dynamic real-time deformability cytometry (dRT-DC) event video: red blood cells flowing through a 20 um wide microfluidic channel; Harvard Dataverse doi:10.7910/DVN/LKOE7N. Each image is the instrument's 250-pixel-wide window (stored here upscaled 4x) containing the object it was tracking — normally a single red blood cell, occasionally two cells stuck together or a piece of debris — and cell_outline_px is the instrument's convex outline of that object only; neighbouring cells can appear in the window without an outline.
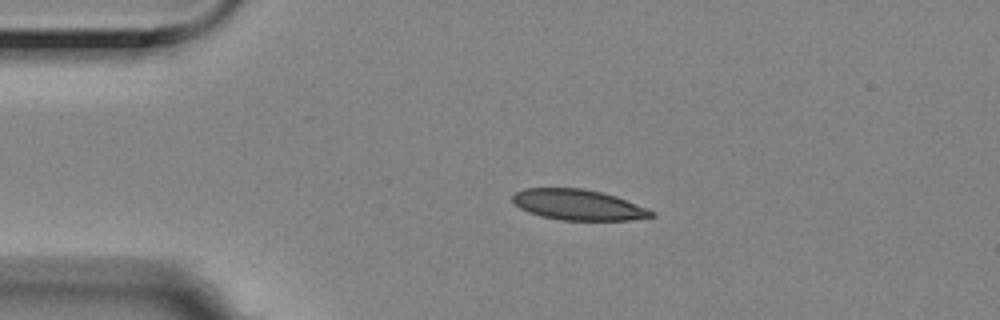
{"species": "Egyptian fruit bat (a non-hibernating species)", "species_latin": "Rousettus aegyptiacus", "temperature_condition": "room temperature", "stored_images_in_passage": 3, "camera_frame_rate_fps": 3000, "um_per_image_px": 0.085, "animal": {"sex": "female"}, "frame": {"image": 1, "passage_image": 2, "time_ms": 0.333, "image_size_px": [1000, 320], "cell_outline_px": [[656, 216], [628, 220], [560, 220], [540, 216], [528, 212], [520, 208], [512, 200], [512, 196], [516, 192], [524, 188], [584, 188], [616, 196], [648, 208], [656, 212]], "centroid_in_image_um": [49.16, 17.41], "position_along_channel_um": 35.8, "area_um2": 24.85}}